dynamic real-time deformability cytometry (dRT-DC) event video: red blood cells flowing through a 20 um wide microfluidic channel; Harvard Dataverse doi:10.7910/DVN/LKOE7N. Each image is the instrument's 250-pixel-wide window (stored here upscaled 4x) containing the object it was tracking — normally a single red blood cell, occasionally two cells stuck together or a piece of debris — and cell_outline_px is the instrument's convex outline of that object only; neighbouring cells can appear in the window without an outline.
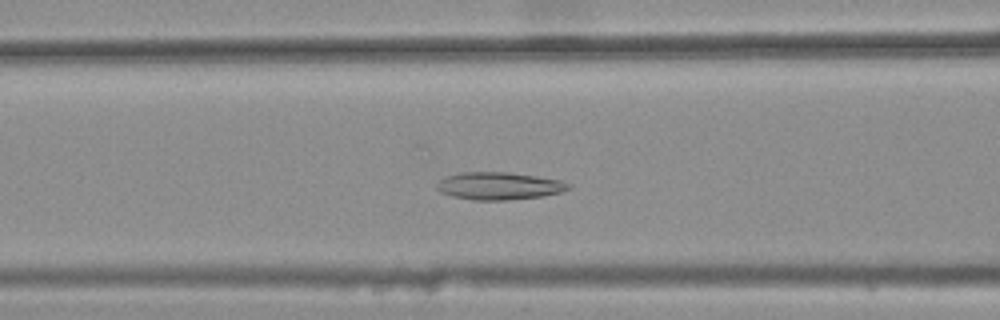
{"species": "common noctule bat (a hibernating species)", "species_latin": "Nyctalus noctula", "temperature_condition": "warm", "stored_images_in_passage": 39, "camera_frame_rate_fps": 3000, "um_per_image_px": 0.085, "animal": {"sex": "female", "body_mass_g": 25.1}, "frame": {"image": 1, "passage_image": 17, "time_ms": 5.333, "image_size_px": [1000, 320], "cell_outline_px": [[572, 188], [560, 192], [540, 196], [508, 200], [476, 200], [452, 196], [440, 192], [436, 188], [436, 184], [444, 176], [460, 172], [508, 172], [536, 176], [560, 180], [572, 184]], "centroid_in_image_um": [42.4, 15.79], "position_along_channel_um": 124.2, "area_um2": 21.15}}
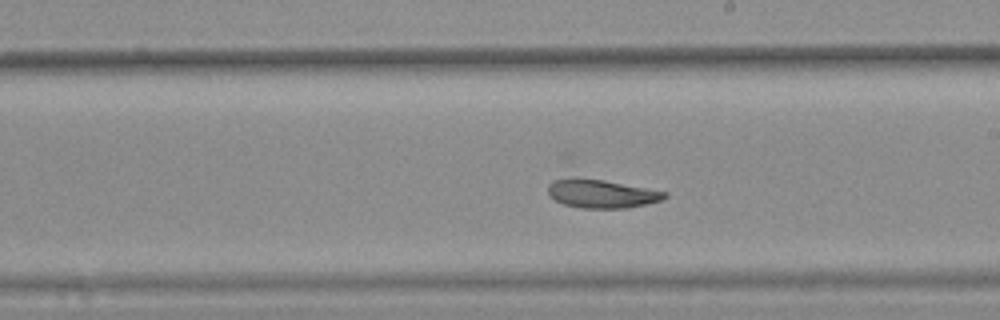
{"frame": {"image": 2, "passage_image": 26, "time_ms": 8.333, "image_size_px": [1000, 320], "cell_outline_px": [[668, 196], [660, 200], [628, 208], [580, 208], [564, 204], [556, 200], [548, 192], [548, 184], [552, 180], [604, 180], [668, 192]], "centroid_in_image_um": [51.18, 16.49], "position_along_channel_um": 237.8, "area_um2": 18.67}}
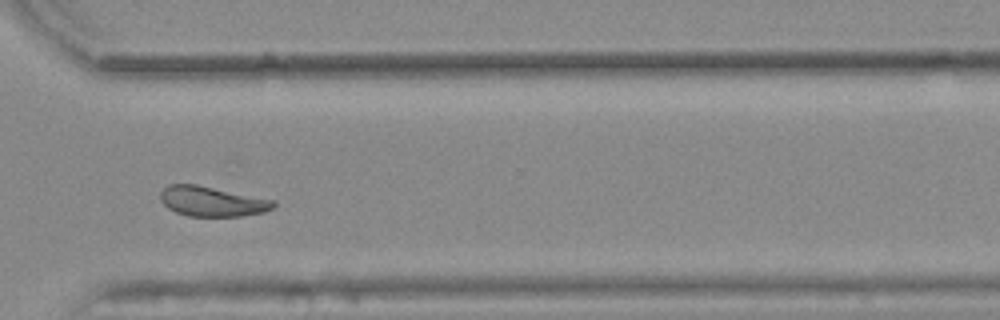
{"frame": {"image": 3, "passage_image": 35, "time_ms": 11.333, "image_size_px": [1000, 320], "cell_outline_px": [[276, 204], [272, 208], [264, 212], [240, 216], [188, 216], [176, 212], [168, 208], [160, 200], [160, 192], [168, 184], [196, 184], [276, 200]], "centroid_in_image_um": [18.02, 17.11], "position_along_channel_um": 352.6, "area_um2": 19.77}, "authors_computed_cell_mechanics": {"area_um2": 20.5768, "velocity_mm_per_s": 3.8067, "shape_relaxation_time_tau1_ms": null, "shape_relaxation_time_tau2_ms": 3.1771, "deformation_change_tau1": null, "deformation_change_tau2": 0.1061}}